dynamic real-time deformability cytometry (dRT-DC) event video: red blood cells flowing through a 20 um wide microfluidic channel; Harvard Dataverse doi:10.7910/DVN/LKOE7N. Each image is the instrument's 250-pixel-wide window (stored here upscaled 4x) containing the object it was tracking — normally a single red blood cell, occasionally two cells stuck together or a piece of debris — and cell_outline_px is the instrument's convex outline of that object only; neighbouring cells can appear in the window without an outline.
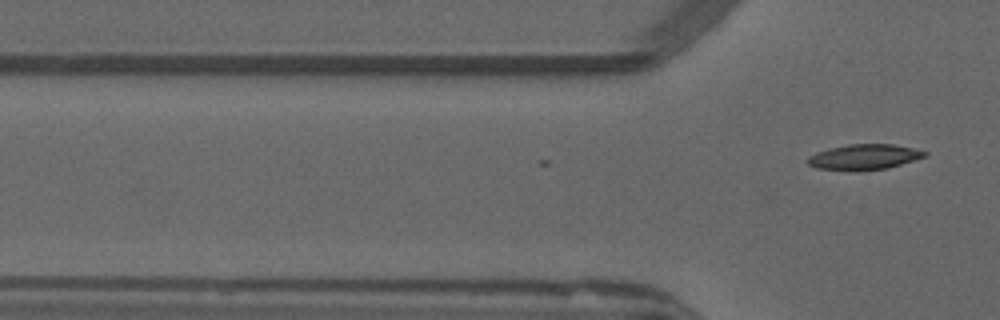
{"species": "common noctule bat (a hibernating species)", "species_latin": "Nyctalus noctula", "temperature_condition": "warm", "stored_images_in_passage": 2, "camera_frame_rate_fps": 3000, "um_per_image_px": 0.085, "animal": {"sex": "male", "forearm_length_mm": 52.5}, "frame": {"image": 1, "passage_image": 2, "time_ms": 0.333, "image_size_px": [1000, 320], "cell_outline_px": [[928, 156], [888, 168], [856, 172], [848, 172], [816, 168], [808, 164], [808, 156], [816, 152], [828, 148], [848, 144], [892, 144], [912, 148], [928, 152]], "centroid_in_image_um": [73.43, 13.36], "position_along_channel_um": 52.4, "area_um2": 17.74}}